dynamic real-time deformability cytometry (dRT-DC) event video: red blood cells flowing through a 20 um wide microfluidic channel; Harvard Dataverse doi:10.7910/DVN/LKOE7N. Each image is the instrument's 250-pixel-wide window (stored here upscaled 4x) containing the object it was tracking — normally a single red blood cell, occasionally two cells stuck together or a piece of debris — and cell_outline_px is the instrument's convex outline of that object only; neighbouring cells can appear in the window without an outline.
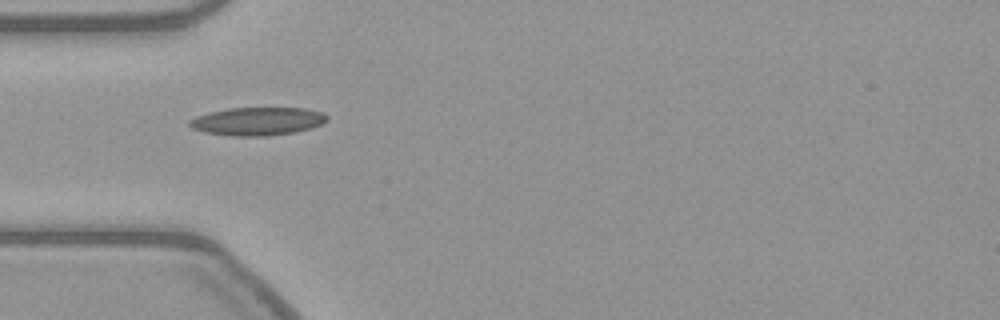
{"species": "common noctule bat (a hibernating species)", "species_latin": "Nyctalus noctula", "temperature_condition": "warm", "stored_images_in_passage": 39, "camera_frame_rate_fps": 3000, "um_per_image_px": 0.085, "animal": {"sex": "female", "body_mass_g": 21.9}, "frame": {"image": 1, "passage_image": 1, "time_ms": 0.0, "image_size_px": [1000, 320], "cell_outline_px": [[328, 120], [312, 128], [296, 132], [264, 136], [232, 136], [204, 132], [192, 128], [188, 124], [188, 120], [196, 116], [228, 108], [304, 108], [324, 112], [328, 116]], "centroid_in_image_um": [21.91, 10.31], "position_along_channel_um": 63.1, "area_um2": 22.6}}
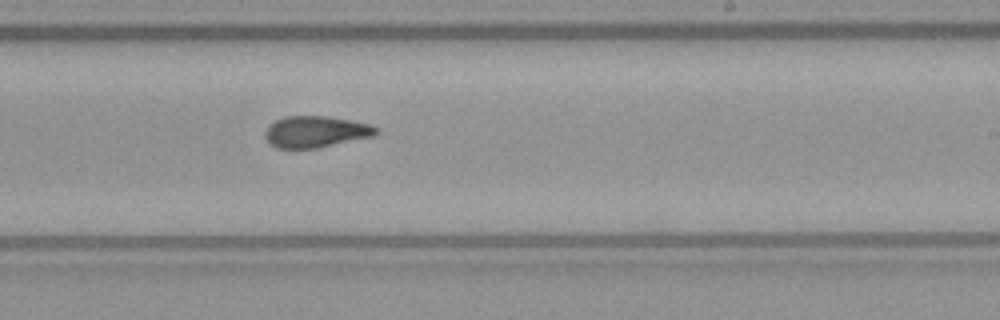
{"frame": {"image": 2, "passage_image": 17, "time_ms": 5.333, "image_size_px": [1000, 320], "cell_outline_px": [[380, 132], [372, 136], [316, 148], [276, 148], [264, 136], [264, 132], [268, 124], [284, 116], [324, 116], [348, 120], [368, 124], [376, 128]], "centroid_in_image_um": [26.78, 11.19], "position_along_channel_um": 262.2, "area_um2": 20.06}}
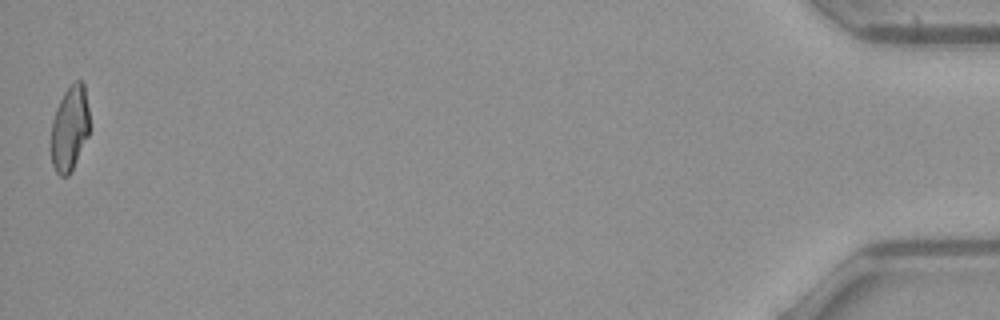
{"frame": {"image": 3, "passage_image": 39, "time_ms": 12.667, "image_size_px": [1000, 320], "cell_outline_px": [[92, 128], [72, 172], [68, 176], [60, 176], [56, 172], [52, 164], [52, 120], [56, 108], [64, 92], [76, 80], [80, 80], [84, 84]], "centroid_in_image_um": [5.97, 10.93], "position_along_channel_um": 429.2, "area_um2": 19.42}}